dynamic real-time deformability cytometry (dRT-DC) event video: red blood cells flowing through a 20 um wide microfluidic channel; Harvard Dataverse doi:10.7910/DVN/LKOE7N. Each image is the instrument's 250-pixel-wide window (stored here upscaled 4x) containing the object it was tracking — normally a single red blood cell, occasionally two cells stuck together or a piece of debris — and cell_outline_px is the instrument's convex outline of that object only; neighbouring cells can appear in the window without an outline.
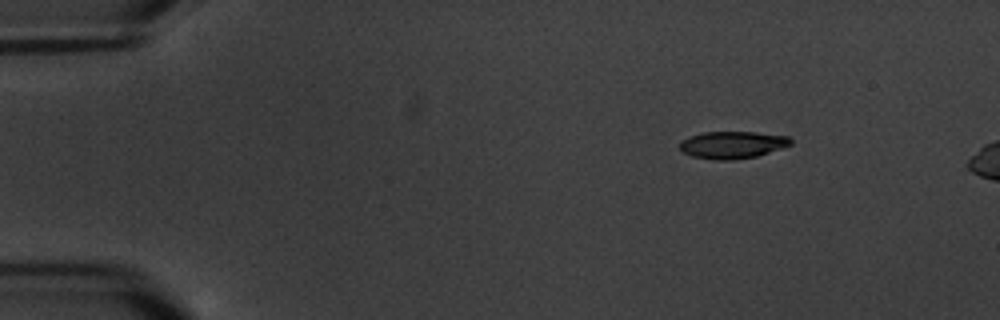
{"species": "common noctule bat (a hibernating species)", "species_latin": "Nyctalus noctula", "temperature_condition": "warm", "stored_images_in_passage": 3, "camera_frame_rate_fps": 3000, "um_per_image_px": 0.085, "animal": {"sex": "male", "body_mass_g": 20.1, "forearm_length_mm": 53.5}, "frame": {"image": 1, "passage_image": 1, "time_ms": 0.0, "image_size_px": [1000, 320], "cell_outline_px": [[792, 144], [784, 148], [756, 156], [736, 160], [716, 160], [692, 156], [684, 152], [680, 148], [680, 140], [688, 136], [704, 132], [756, 132], [788, 136], [792, 140]], "centroid_in_image_um": [62.27, 12.31], "position_along_channel_um": 22.7, "area_um2": 17.74}}